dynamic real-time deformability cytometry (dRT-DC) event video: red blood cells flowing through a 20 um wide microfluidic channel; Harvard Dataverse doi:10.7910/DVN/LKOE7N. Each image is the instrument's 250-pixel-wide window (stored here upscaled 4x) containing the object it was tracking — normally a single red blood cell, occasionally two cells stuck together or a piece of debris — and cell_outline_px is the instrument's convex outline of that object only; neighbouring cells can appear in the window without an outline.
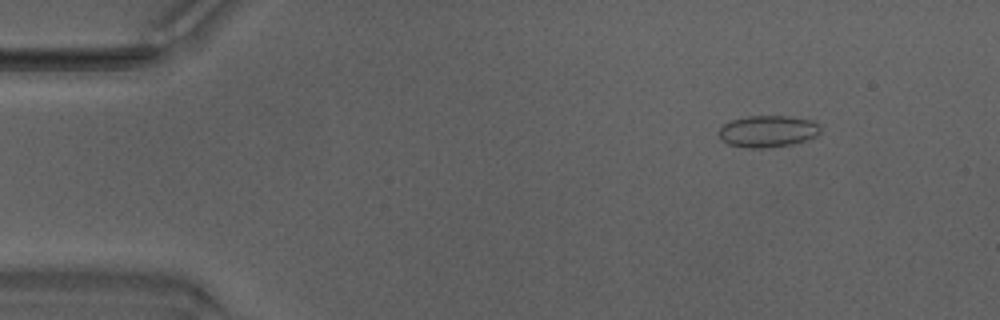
{"species": "Egyptian fruit bat (a non-hibernating species)", "species_latin": "Rousettus aegyptiacus", "temperature_condition": "warm", "stored_images_in_passage": 49, "camera_frame_rate_fps": 3000, "um_per_image_px": 0.085, "animal": {"sex": "male"}, "frame": {"image": 1, "passage_image": 6, "time_ms": 1.667, "image_size_px": [1000, 320], "cell_outline_px": [[820, 132], [816, 136], [792, 144], [764, 148], [748, 148], [728, 144], [720, 140], [720, 128], [724, 124], [732, 120], [748, 116], [788, 116], [812, 120], [820, 128]], "centroid_in_image_um": [65.24, 11.16], "position_along_channel_um": 19.8, "area_um2": 18.61}}
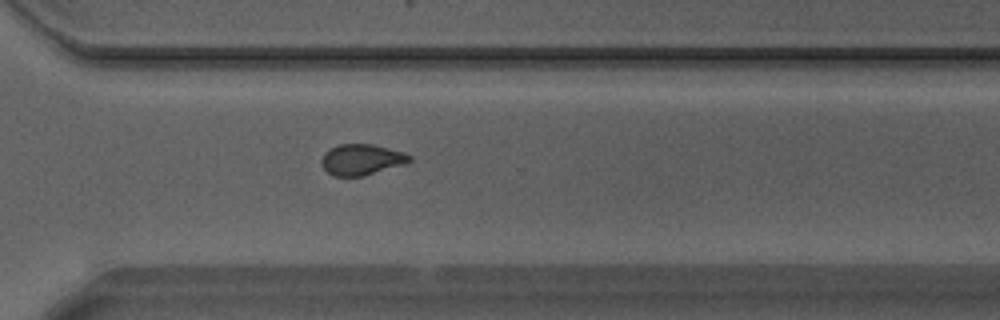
{"frame": {"image": 2, "passage_image": 35, "time_ms": 11.333, "image_size_px": [1000, 320], "cell_outline_px": [[412, 160], [408, 164], [364, 176], [332, 176], [324, 168], [320, 160], [324, 152], [328, 148], [340, 144], [372, 144], [404, 152], [412, 156]], "centroid_in_image_um": [30.76, 13.57], "position_along_channel_um": 339.8, "area_um2": 16.18}}
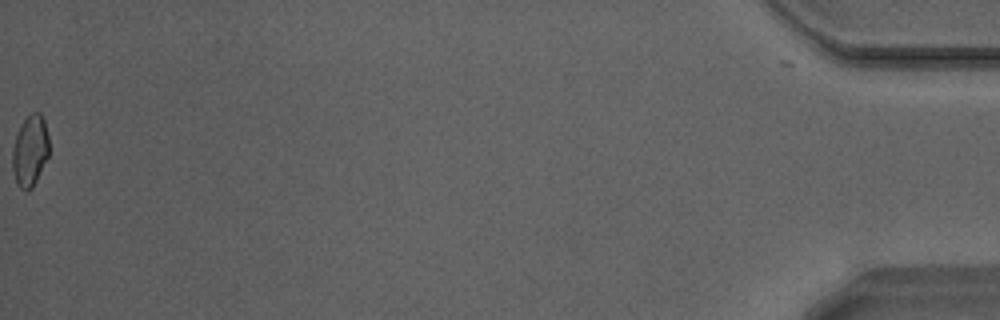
{"frame": {"image": 3, "passage_image": 49, "time_ms": 16.0, "image_size_px": [1000, 320], "cell_outline_px": [[48, 156], [32, 188], [28, 192], [24, 192], [16, 184], [12, 168], [12, 152], [16, 136], [20, 124], [32, 112], [40, 112], [44, 120], [48, 136]], "centroid_in_image_um": [2.54, 12.84], "position_along_channel_um": 432.7, "area_um2": 15.2}, "authors_computed_cell_mechanics": {"area_um2": 16.4152, "velocity_mm_per_s": 4.2415, "shape_relaxation_time_tau1_ms": 3.169, "shape_relaxation_time_tau2_ms": 0.7414, "deformation_change_tau1": 0.0657, "deformation_change_tau2": 0.0467}}